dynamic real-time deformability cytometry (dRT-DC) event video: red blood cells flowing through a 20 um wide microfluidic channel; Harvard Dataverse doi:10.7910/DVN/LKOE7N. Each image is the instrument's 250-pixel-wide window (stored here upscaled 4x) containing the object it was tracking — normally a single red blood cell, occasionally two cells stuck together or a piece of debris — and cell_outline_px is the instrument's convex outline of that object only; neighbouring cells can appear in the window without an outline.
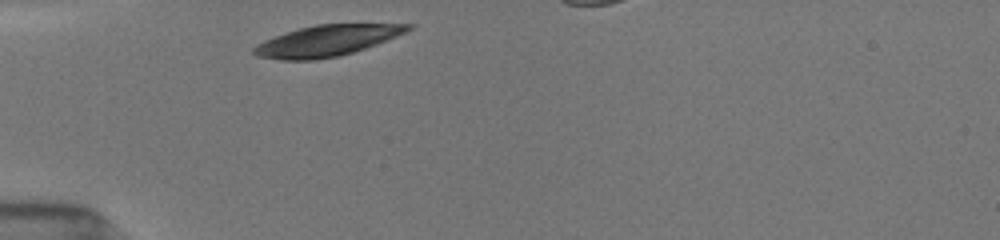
{"species": "common noctule bat (a hibernating species)", "species_latin": "Nyctalus noctula", "temperature_condition": "room temperature", "stored_images_in_passage": 28, "camera_frame_rate_fps": 3000, "um_per_image_px": 0.085, "animal": {"sex": "female", "body_mass_g": 19.5, "forearm_length_mm": 54.1}, "frame": {"image": 1, "passage_image": 1, "time_ms": 0.0, "image_size_px": [1000, 240], "cell_outline_px": [[412, 28], [396, 36], [376, 44], [352, 52], [336, 56], [312, 60], [280, 60], [256, 56], [252, 52], [252, 48], [256, 44], [264, 40], [300, 28], [316, 24], [412, 24]], "centroid_in_image_um": [27.72, 3.46], "position_along_channel_um": 57.3, "area_um2": 27.34}}
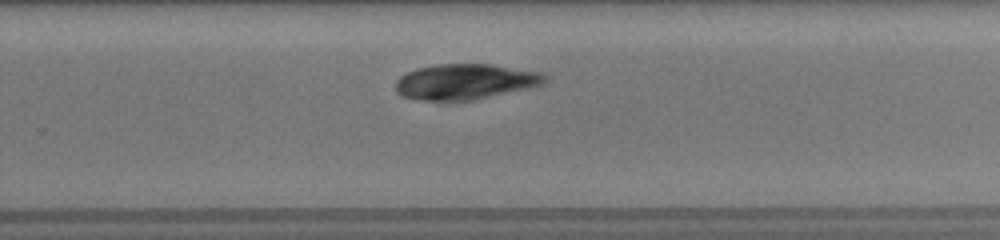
{"frame": {"image": 2, "passage_image": 19, "time_ms": 6.333, "image_size_px": [1000, 240], "cell_outline_px": [[548, 76], [544, 84], [528, 88], [472, 100], [424, 100], [404, 96], [396, 92], [396, 80], [400, 76], [416, 68], [436, 64], [492, 64], [540, 72]], "centroid_in_image_um": [39.55, 6.93], "position_along_channel_um": 290.2, "area_um2": 30.69}}
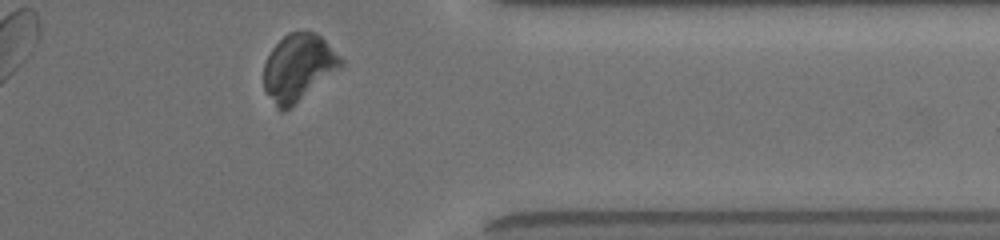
{"frame": {"image": 3, "passage_image": 27, "time_ms": 9.0, "image_size_px": [1000, 240], "cell_outline_px": [[344, 64], [340, 68], [284, 112], [280, 112], [276, 108], [264, 92], [264, 64], [272, 48], [288, 32], [308, 28], [320, 36], [344, 60]], "centroid_in_image_um": [25.34, 5.72], "position_along_channel_um": 386.1, "area_um2": 30.11}}